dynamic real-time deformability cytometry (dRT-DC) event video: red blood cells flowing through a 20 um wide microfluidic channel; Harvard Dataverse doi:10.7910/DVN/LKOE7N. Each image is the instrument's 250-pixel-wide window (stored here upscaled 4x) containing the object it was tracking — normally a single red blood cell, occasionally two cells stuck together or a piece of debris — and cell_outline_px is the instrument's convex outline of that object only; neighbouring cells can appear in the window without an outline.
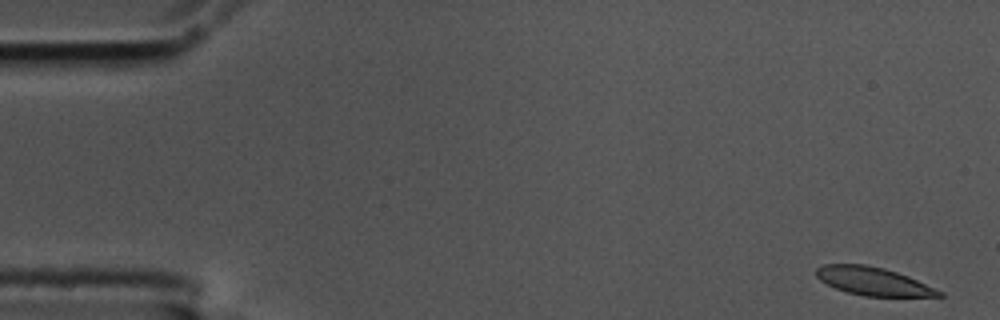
{"species": "common noctule bat (a hibernating species)", "species_latin": "Nyctalus noctula", "temperature_condition": "cold", "stored_images_in_passage": 39, "camera_frame_rate_fps": 3000, "um_per_image_px": 0.085, "animal": {"sex": "male", "body_mass_g": 17.5, "forearm_length_mm": 52.3}, "frame": {"image": 1, "passage_image": 1, "time_ms": 0.0, "image_size_px": [1000, 320], "cell_outline_px": [[944, 296], [864, 296], [848, 292], [836, 288], [820, 280], [816, 276], [816, 268], [824, 264], [864, 264], [884, 268], [908, 276], [944, 292]], "centroid_in_image_um": [74.22, 23.9], "position_along_channel_um": 10.8, "area_um2": 19.94}}
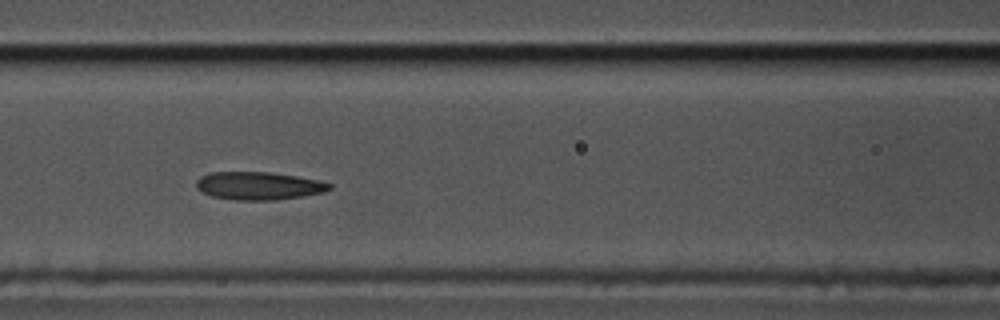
{"frame": {"image": 2, "passage_image": 23, "time_ms": 7.333, "image_size_px": [1000, 320], "cell_outline_px": [[332, 188], [324, 192], [276, 200], [236, 200], [212, 196], [200, 192], [196, 188], [196, 180], [200, 176], [208, 172], [268, 172], [296, 176], [320, 180], [332, 184]], "centroid_in_image_um": [21.95, 15.79], "position_along_channel_um": 144.6, "area_um2": 21.79}}
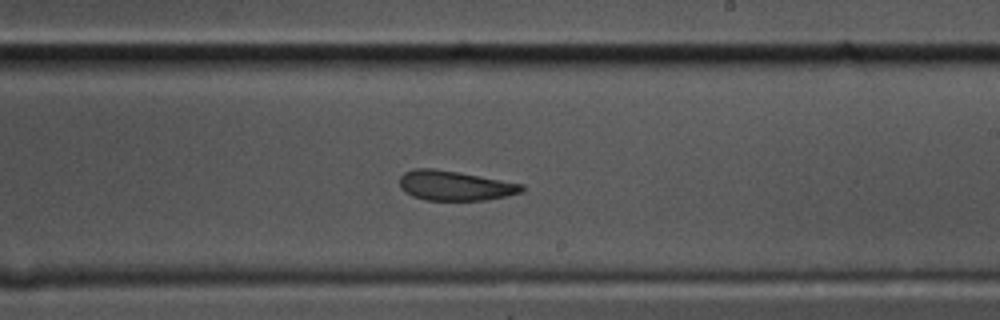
{"frame": {"image": 3, "passage_image": 32, "time_ms": 10.333, "image_size_px": [1000, 320], "cell_outline_px": [[524, 192], [484, 200], [424, 200], [412, 196], [404, 192], [400, 188], [400, 176], [404, 172], [416, 168], [432, 168], [456, 172], [524, 184]], "centroid_in_image_um": [38.63, 15.78], "position_along_channel_um": 250.4, "area_um2": 21.1}}